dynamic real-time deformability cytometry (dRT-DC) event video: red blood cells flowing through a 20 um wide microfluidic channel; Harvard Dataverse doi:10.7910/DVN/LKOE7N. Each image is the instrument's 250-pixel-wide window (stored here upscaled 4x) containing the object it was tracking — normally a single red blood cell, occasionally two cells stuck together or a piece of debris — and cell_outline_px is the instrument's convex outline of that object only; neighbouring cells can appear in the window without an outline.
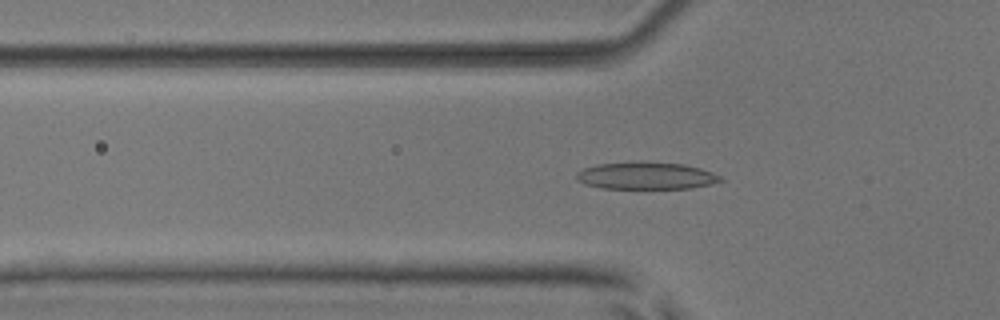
{"species": "common noctule bat (a hibernating species)", "species_latin": "Nyctalus noctula", "temperature_condition": "room temperature", "stored_images_in_passage": 54, "camera_frame_rate_fps": 3000, "um_per_image_px": 0.085, "animal": {"sex": "male", "body_mass_g": 17.9, "forearm_length_mm": 54.2}, "frame": {"image": 1, "passage_image": 18, "time_ms": 5.667, "image_size_px": [1000, 320], "cell_outline_px": [[724, 180], [712, 184], [692, 188], [600, 188], [584, 184], [576, 180], [576, 172], [584, 168], [596, 164], [684, 164], [700, 168], [712, 172], [720, 176]], "centroid_in_image_um": [54.92, 14.98], "position_along_channel_um": 70.9, "area_um2": 22.02}}
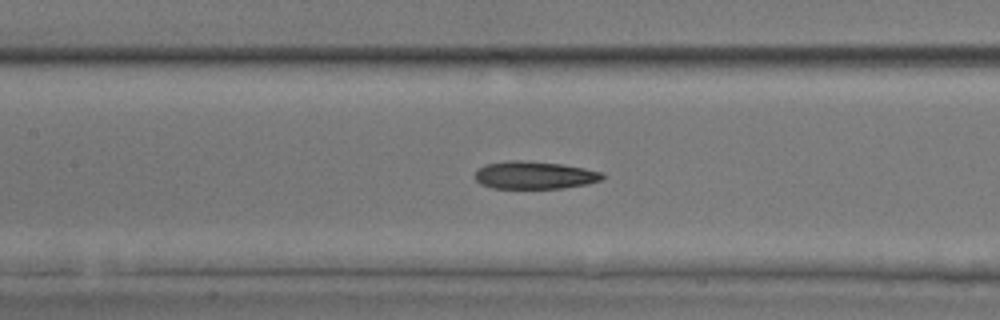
{"frame": {"image": 2, "passage_image": 25, "time_ms": 8.0, "image_size_px": [1000, 320], "cell_outline_px": [[604, 176], [600, 180], [588, 184], [564, 188], [492, 188], [480, 184], [476, 180], [476, 168], [484, 164], [508, 160], [520, 160], [564, 164], [604, 172]], "centroid_in_image_um": [45.42, 14.88], "position_along_channel_um": 162.0, "area_um2": 20.75}}
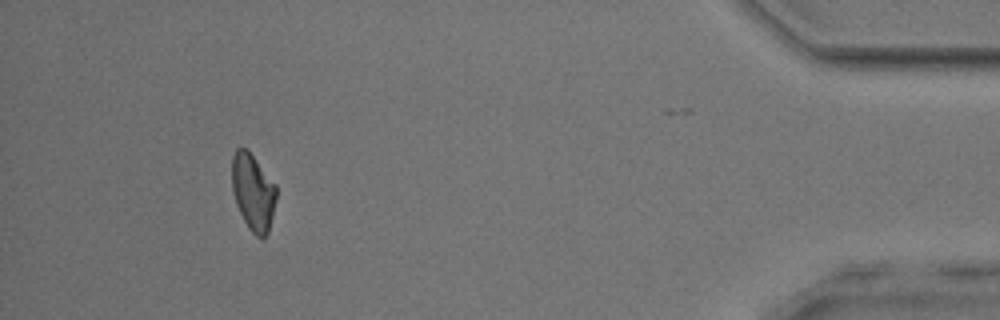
{"frame": {"image": 3, "passage_image": 49, "time_ms": 16.0, "image_size_px": [1000, 320], "cell_outline_px": [[276, 200], [268, 232], [264, 240], [260, 240], [248, 228], [236, 204], [232, 188], [232, 156], [236, 148], [248, 148], [276, 184]], "centroid_in_image_um": [21.52, 16.31], "position_along_channel_um": 413.7, "area_um2": 20.11}, "authors_computed_cell_mechanics": {"area_um2": 20.8947, "velocity_mm_per_s": 3.9105, "shape_relaxation_time_tau1_ms": 4.4506, "shape_relaxation_time_tau2_ms": 4.2582, "deformation_change_tau1": 0.1473, "deformation_change_tau2": 0.1363}}